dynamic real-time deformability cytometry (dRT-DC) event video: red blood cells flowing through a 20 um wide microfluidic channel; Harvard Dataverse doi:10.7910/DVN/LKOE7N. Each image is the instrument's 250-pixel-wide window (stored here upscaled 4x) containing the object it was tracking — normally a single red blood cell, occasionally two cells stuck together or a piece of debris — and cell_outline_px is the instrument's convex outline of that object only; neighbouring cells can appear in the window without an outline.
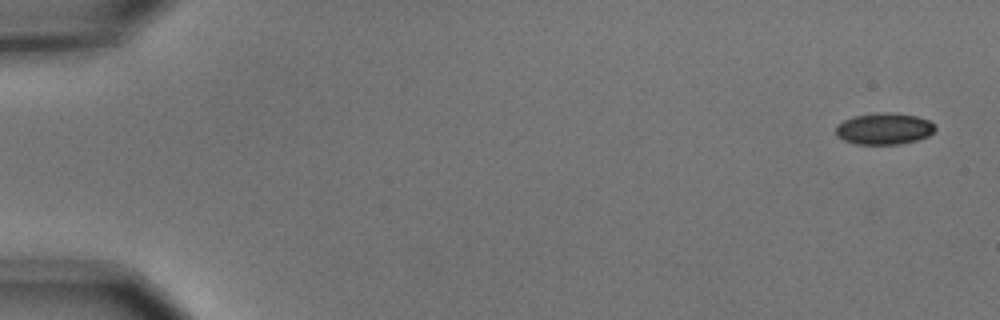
{"species": "common noctule bat (a hibernating species)", "species_latin": "Nyctalus noctula", "temperature_condition": "cold", "stored_images_in_passage": 11, "camera_frame_rate_fps": 3000, "um_per_image_px": 0.085, "animal": {"sex": "male", "body_mass_g": 15.6}, "frame": {"image": 1, "passage_image": 1, "time_ms": 0.0, "image_size_px": [1000, 320], "cell_outline_px": [[936, 128], [928, 136], [916, 140], [900, 144], [856, 144], [844, 140], [836, 136], [836, 124], [852, 116], [876, 112], [892, 112], [916, 116], [928, 120], [936, 124]], "centroid_in_image_um": [75.13, 10.93], "position_along_channel_um": 9.9, "area_um2": 18.44}}
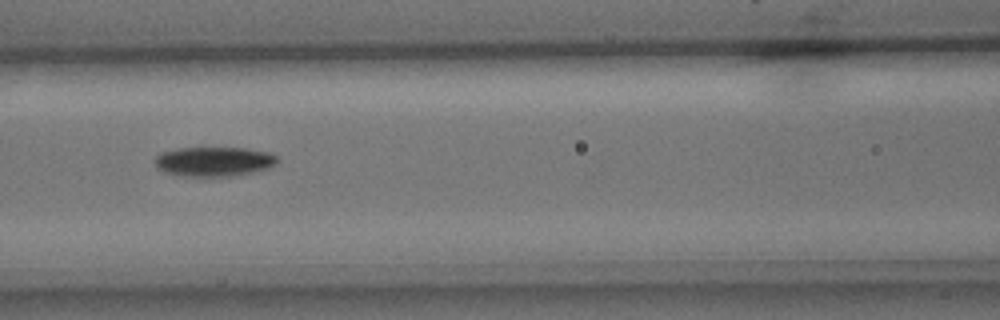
{"frame": {"image": 2, "passage_image": 7, "time_ms": 2.0, "image_size_px": [1000, 320], "cell_outline_px": [[276, 164], [268, 168], [228, 176], [184, 176], [164, 172], [156, 168], [156, 156], [160, 152], [180, 148], [244, 148], [268, 152], [276, 156]], "centroid_in_image_um": [18.13, 13.72], "position_along_channel_um": 148.5, "area_um2": 20.75}}
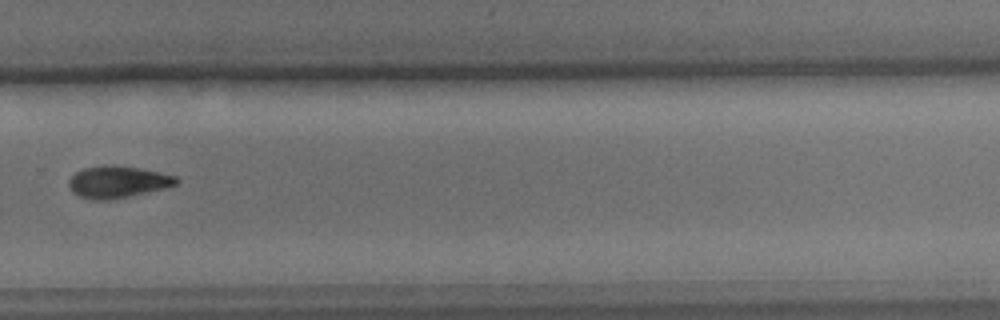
{"frame": {"image": 3, "passage_image": 11, "time_ms": 3.333, "image_size_px": [1000, 320], "cell_outline_px": [[180, 180], [176, 184], [164, 188], [128, 196], [108, 200], [96, 200], [80, 196], [72, 192], [68, 184], [68, 180], [76, 172], [84, 168], [104, 164], [112, 164], [140, 168], [176, 176]], "centroid_in_image_um": [9.98, 15.44], "position_along_channel_um": 319.8, "area_um2": 19.88}}